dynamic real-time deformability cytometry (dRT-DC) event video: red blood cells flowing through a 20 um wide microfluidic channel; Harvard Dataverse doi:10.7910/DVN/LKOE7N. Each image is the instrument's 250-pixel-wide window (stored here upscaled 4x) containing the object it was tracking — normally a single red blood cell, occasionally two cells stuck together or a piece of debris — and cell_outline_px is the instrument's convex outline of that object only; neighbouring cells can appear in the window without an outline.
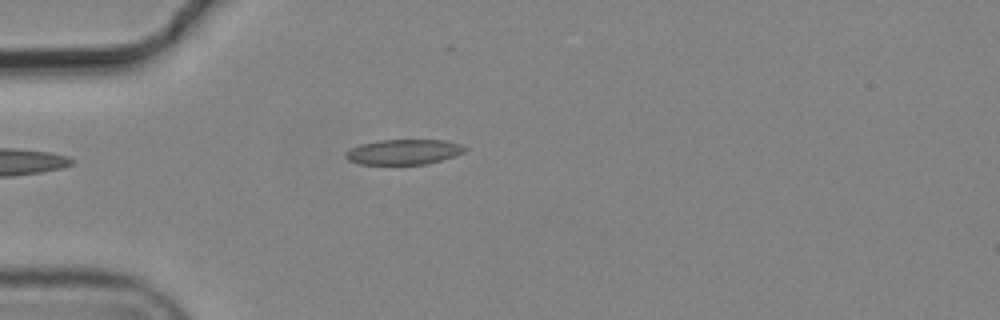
{"species": "common noctule bat (a hibernating species)", "species_latin": "Nyctalus noctula", "temperature_condition": "cold", "stored_images_in_passage": 4, "camera_frame_rate_fps": 3000, "um_per_image_px": 0.085, "animal": {"sex": "male", "body_mass_g": 19.2, "forearm_length_mm": 51.8}, "frame": {"image": 1, "passage_image": 3, "time_ms": 0.667, "image_size_px": [1000, 320], "cell_outline_px": [[468, 148], [464, 152], [428, 164], [360, 164], [348, 160], [344, 156], [344, 152], [360, 144], [380, 140], [444, 140], [460, 144]], "centroid_in_image_um": [34.29, 12.91], "position_along_channel_um": 50.7, "area_um2": 17.4}}